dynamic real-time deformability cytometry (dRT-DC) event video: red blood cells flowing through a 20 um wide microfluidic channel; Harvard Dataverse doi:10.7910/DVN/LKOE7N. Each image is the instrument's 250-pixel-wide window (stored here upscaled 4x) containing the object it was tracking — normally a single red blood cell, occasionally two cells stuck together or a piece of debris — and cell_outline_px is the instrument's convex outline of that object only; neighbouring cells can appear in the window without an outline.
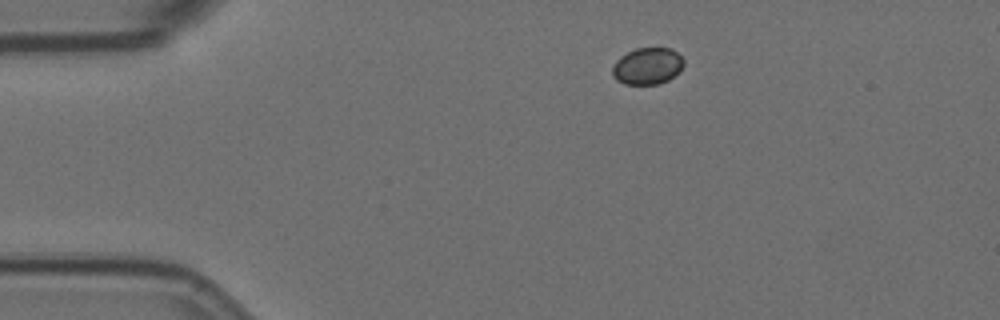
{"species": "Egyptian fruit bat (a non-hibernating species)", "species_latin": "Rousettus aegyptiacus", "temperature_condition": "room temperature", "stored_images_in_passage": 48, "camera_frame_rate_fps": 3000, "um_per_image_px": 0.085, "animal": {"sex": "female"}, "frame": {"image": 1, "passage_image": 1, "time_ms": 0.0, "image_size_px": [1000, 320], "cell_outline_px": [[684, 64], [680, 72], [668, 80], [660, 84], [624, 84], [616, 80], [612, 76], [612, 68], [616, 60], [620, 56], [636, 48], [672, 48], [684, 60]], "centroid_in_image_um": [55.03, 5.62], "position_along_channel_um": 30.0, "area_um2": 15.43}}
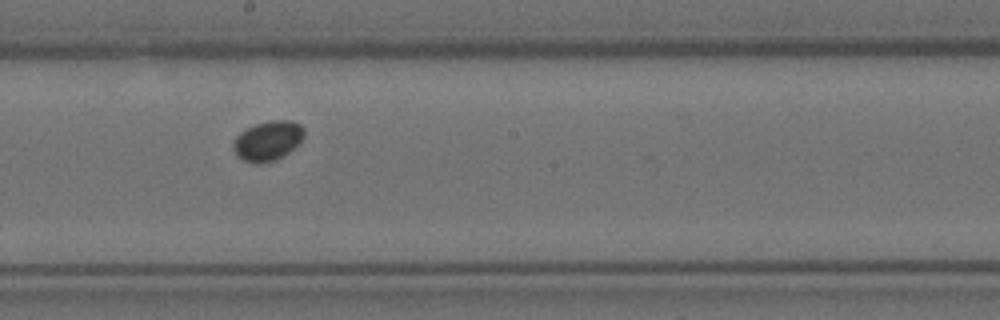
{"frame": {"image": 2, "passage_image": 22, "time_ms": 7.0, "image_size_px": [1000, 320], "cell_outline_px": [[304, 136], [300, 144], [276, 160], [260, 164], [256, 164], [244, 160], [236, 156], [232, 148], [232, 144], [236, 136], [240, 132], [256, 124], [272, 120], [288, 120], [300, 124], [304, 128]], "centroid_in_image_um": [22.76, 11.98], "position_along_channel_um": 225.4, "area_um2": 16.53}}
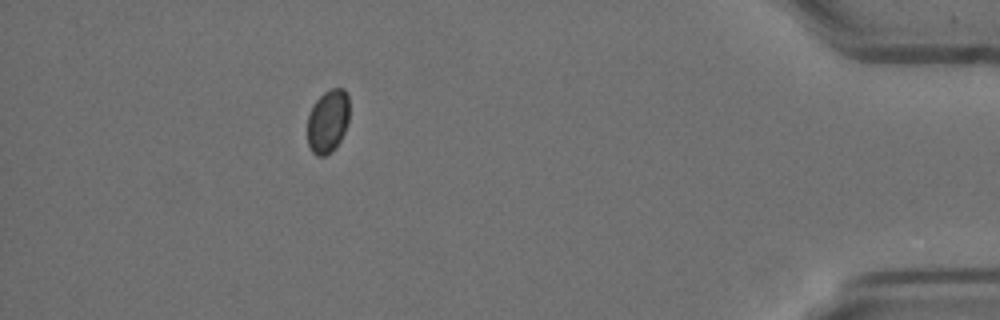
{"frame": {"image": 3, "passage_image": 42, "time_ms": 13.667, "image_size_px": [1000, 320], "cell_outline_px": [[348, 124], [336, 148], [332, 152], [324, 156], [316, 156], [312, 152], [308, 144], [308, 116], [312, 104], [324, 92], [332, 88], [344, 88], [348, 96]], "centroid_in_image_um": [27.86, 10.31], "position_along_channel_um": 407.3, "area_um2": 15.61}}